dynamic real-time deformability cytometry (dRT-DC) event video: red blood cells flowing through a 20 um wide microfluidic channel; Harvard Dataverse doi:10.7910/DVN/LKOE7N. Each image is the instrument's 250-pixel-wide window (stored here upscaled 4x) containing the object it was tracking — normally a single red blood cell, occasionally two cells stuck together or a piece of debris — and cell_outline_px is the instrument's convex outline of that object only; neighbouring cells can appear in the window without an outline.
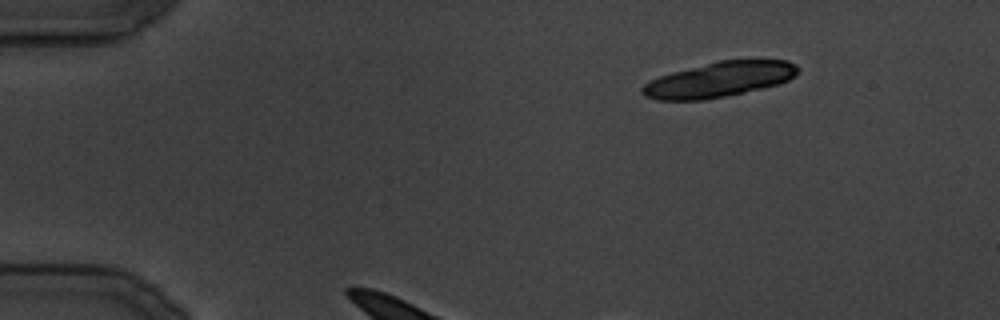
{"species": "common noctule bat (a hibernating species)", "species_latin": "Nyctalus noctula", "temperature_condition": "cold", "stored_images_in_passage": 23, "camera_frame_rate_fps": 3000, "um_per_image_px": 0.085, "animal": {"sex": "male", "body_mass_g": 19.5, "forearm_length_mm": 54.6}, "frame": {"image": 1, "passage_image": 1, "time_ms": 0.0, "image_size_px": [1000, 320], "cell_outline_px": [[800, 68], [796, 76], [788, 80], [776, 84], [744, 92], [704, 100], [656, 100], [644, 96], [640, 92], [640, 88], [644, 84], [660, 76], [672, 72], [720, 60], [788, 60], [796, 64]], "centroid_in_image_um": [61.13, 6.76], "position_along_channel_um": 23.9, "area_um2": 31.67}}